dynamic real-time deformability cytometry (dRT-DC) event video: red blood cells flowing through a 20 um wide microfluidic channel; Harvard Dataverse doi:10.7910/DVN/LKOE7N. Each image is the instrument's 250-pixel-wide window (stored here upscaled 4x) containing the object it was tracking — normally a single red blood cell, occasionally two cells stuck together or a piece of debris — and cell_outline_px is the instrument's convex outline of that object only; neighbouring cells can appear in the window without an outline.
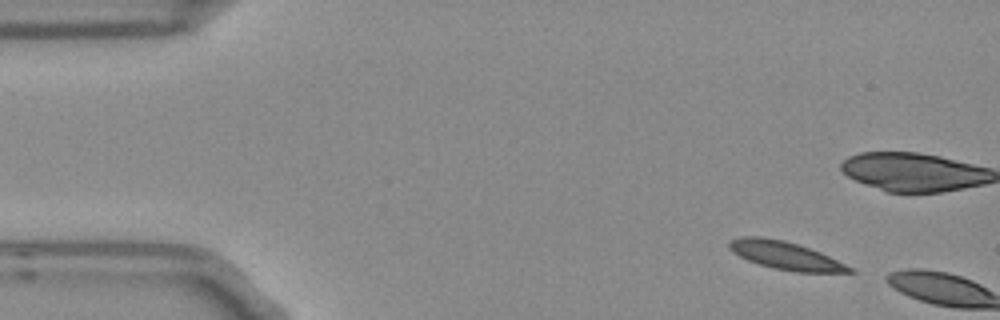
{"species": "Egyptian fruit bat (a non-hibernating species)", "species_latin": "Rousettus aegyptiacus", "temperature_condition": "room temperature", "stored_images_in_passage": 2, "camera_frame_rate_fps": 3000, "um_per_image_px": 0.085, "frame": {"image": 1, "passage_image": 1, "time_ms": 0.0, "image_size_px": [1000, 320], "cell_outline_px": [[856, 272], [796, 272], [772, 268], [748, 260], [732, 252], [728, 248], [728, 244], [732, 240], [740, 236], [764, 236], [784, 240], [820, 252], [852, 268]], "centroid_in_image_um": [66.7, 21.7], "position_along_channel_um": 18.3, "area_um2": 19.36}}